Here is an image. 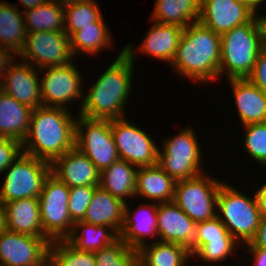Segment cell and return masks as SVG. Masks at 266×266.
<instances>
[{
  "mask_svg": "<svg viewBox=\"0 0 266 266\" xmlns=\"http://www.w3.org/2000/svg\"><path fill=\"white\" fill-rule=\"evenodd\" d=\"M243 192L224 180L217 195V217L242 248L254 238L262 219L255 192L252 198Z\"/></svg>",
  "mask_w": 266,
  "mask_h": 266,
  "instance_id": "cell-5",
  "label": "cell"
},
{
  "mask_svg": "<svg viewBox=\"0 0 266 266\" xmlns=\"http://www.w3.org/2000/svg\"><path fill=\"white\" fill-rule=\"evenodd\" d=\"M51 164L45 160L21 153L3 172L0 199L6 203L24 198H39Z\"/></svg>",
  "mask_w": 266,
  "mask_h": 266,
  "instance_id": "cell-7",
  "label": "cell"
},
{
  "mask_svg": "<svg viewBox=\"0 0 266 266\" xmlns=\"http://www.w3.org/2000/svg\"><path fill=\"white\" fill-rule=\"evenodd\" d=\"M51 173L69 188L100 185V171L76 147L51 163Z\"/></svg>",
  "mask_w": 266,
  "mask_h": 266,
  "instance_id": "cell-18",
  "label": "cell"
},
{
  "mask_svg": "<svg viewBox=\"0 0 266 266\" xmlns=\"http://www.w3.org/2000/svg\"><path fill=\"white\" fill-rule=\"evenodd\" d=\"M240 246V243L236 239L210 240V242L201 246L192 255V259L198 257L197 259H200V261L202 260L207 264L214 265L217 262H225L231 255H236L237 252H235V249H238Z\"/></svg>",
  "mask_w": 266,
  "mask_h": 266,
  "instance_id": "cell-37",
  "label": "cell"
},
{
  "mask_svg": "<svg viewBox=\"0 0 266 266\" xmlns=\"http://www.w3.org/2000/svg\"><path fill=\"white\" fill-rule=\"evenodd\" d=\"M247 79L266 93V48L258 54L253 71Z\"/></svg>",
  "mask_w": 266,
  "mask_h": 266,
  "instance_id": "cell-41",
  "label": "cell"
},
{
  "mask_svg": "<svg viewBox=\"0 0 266 266\" xmlns=\"http://www.w3.org/2000/svg\"><path fill=\"white\" fill-rule=\"evenodd\" d=\"M16 59L9 65L0 83V89L16 101L26 104L32 109L42 107L41 73L39 69Z\"/></svg>",
  "mask_w": 266,
  "mask_h": 266,
  "instance_id": "cell-16",
  "label": "cell"
},
{
  "mask_svg": "<svg viewBox=\"0 0 266 266\" xmlns=\"http://www.w3.org/2000/svg\"><path fill=\"white\" fill-rule=\"evenodd\" d=\"M258 17L263 32V48H266V15H258Z\"/></svg>",
  "mask_w": 266,
  "mask_h": 266,
  "instance_id": "cell-48",
  "label": "cell"
},
{
  "mask_svg": "<svg viewBox=\"0 0 266 266\" xmlns=\"http://www.w3.org/2000/svg\"><path fill=\"white\" fill-rule=\"evenodd\" d=\"M138 167L119 159L100 172V187L126 203L135 198Z\"/></svg>",
  "mask_w": 266,
  "mask_h": 266,
  "instance_id": "cell-26",
  "label": "cell"
},
{
  "mask_svg": "<svg viewBox=\"0 0 266 266\" xmlns=\"http://www.w3.org/2000/svg\"><path fill=\"white\" fill-rule=\"evenodd\" d=\"M39 72L43 74L40 78L43 106L69 110V103L72 104L78 98L82 99V106L84 75L74 62L60 67L40 69Z\"/></svg>",
  "mask_w": 266,
  "mask_h": 266,
  "instance_id": "cell-12",
  "label": "cell"
},
{
  "mask_svg": "<svg viewBox=\"0 0 266 266\" xmlns=\"http://www.w3.org/2000/svg\"><path fill=\"white\" fill-rule=\"evenodd\" d=\"M70 188L51 172L46 177L40 194V214L43 232L53 241L65 239L71 232L68 200Z\"/></svg>",
  "mask_w": 266,
  "mask_h": 266,
  "instance_id": "cell-11",
  "label": "cell"
},
{
  "mask_svg": "<svg viewBox=\"0 0 266 266\" xmlns=\"http://www.w3.org/2000/svg\"><path fill=\"white\" fill-rule=\"evenodd\" d=\"M206 173L175 183L173 202L195 223L217 216V195L224 181Z\"/></svg>",
  "mask_w": 266,
  "mask_h": 266,
  "instance_id": "cell-8",
  "label": "cell"
},
{
  "mask_svg": "<svg viewBox=\"0 0 266 266\" xmlns=\"http://www.w3.org/2000/svg\"><path fill=\"white\" fill-rule=\"evenodd\" d=\"M255 16L253 10L239 0H201L199 22L219 35L250 22Z\"/></svg>",
  "mask_w": 266,
  "mask_h": 266,
  "instance_id": "cell-15",
  "label": "cell"
},
{
  "mask_svg": "<svg viewBox=\"0 0 266 266\" xmlns=\"http://www.w3.org/2000/svg\"><path fill=\"white\" fill-rule=\"evenodd\" d=\"M136 48L130 43L118 54L108 68L99 75L84 94L80 116L88 119L112 120L125 118L132 89ZM135 49V50H134ZM125 115V116H124Z\"/></svg>",
  "mask_w": 266,
  "mask_h": 266,
  "instance_id": "cell-1",
  "label": "cell"
},
{
  "mask_svg": "<svg viewBox=\"0 0 266 266\" xmlns=\"http://www.w3.org/2000/svg\"><path fill=\"white\" fill-rule=\"evenodd\" d=\"M215 239H235L227 230L225 225L216 216L210 220L196 223L195 242L189 248L191 256L210 240Z\"/></svg>",
  "mask_w": 266,
  "mask_h": 266,
  "instance_id": "cell-38",
  "label": "cell"
},
{
  "mask_svg": "<svg viewBox=\"0 0 266 266\" xmlns=\"http://www.w3.org/2000/svg\"><path fill=\"white\" fill-rule=\"evenodd\" d=\"M27 32L64 31V6L46 1L26 11L23 10Z\"/></svg>",
  "mask_w": 266,
  "mask_h": 266,
  "instance_id": "cell-32",
  "label": "cell"
},
{
  "mask_svg": "<svg viewBox=\"0 0 266 266\" xmlns=\"http://www.w3.org/2000/svg\"><path fill=\"white\" fill-rule=\"evenodd\" d=\"M266 0H247V5L253 10V12L257 15L259 6L265 2Z\"/></svg>",
  "mask_w": 266,
  "mask_h": 266,
  "instance_id": "cell-49",
  "label": "cell"
},
{
  "mask_svg": "<svg viewBox=\"0 0 266 266\" xmlns=\"http://www.w3.org/2000/svg\"><path fill=\"white\" fill-rule=\"evenodd\" d=\"M128 119L110 120L119 158L138 168L158 164L157 143Z\"/></svg>",
  "mask_w": 266,
  "mask_h": 266,
  "instance_id": "cell-13",
  "label": "cell"
},
{
  "mask_svg": "<svg viewBox=\"0 0 266 266\" xmlns=\"http://www.w3.org/2000/svg\"><path fill=\"white\" fill-rule=\"evenodd\" d=\"M17 56L20 57L19 62L22 59L39 70L74 61L70 37L65 31L27 32L25 45Z\"/></svg>",
  "mask_w": 266,
  "mask_h": 266,
  "instance_id": "cell-10",
  "label": "cell"
},
{
  "mask_svg": "<svg viewBox=\"0 0 266 266\" xmlns=\"http://www.w3.org/2000/svg\"><path fill=\"white\" fill-rule=\"evenodd\" d=\"M125 203L98 186L82 221L99 226H108L118 235L124 222Z\"/></svg>",
  "mask_w": 266,
  "mask_h": 266,
  "instance_id": "cell-23",
  "label": "cell"
},
{
  "mask_svg": "<svg viewBox=\"0 0 266 266\" xmlns=\"http://www.w3.org/2000/svg\"><path fill=\"white\" fill-rule=\"evenodd\" d=\"M263 49V32L259 17L234 27L221 35L219 78L244 79L253 71L256 58Z\"/></svg>",
  "mask_w": 266,
  "mask_h": 266,
  "instance_id": "cell-4",
  "label": "cell"
},
{
  "mask_svg": "<svg viewBox=\"0 0 266 266\" xmlns=\"http://www.w3.org/2000/svg\"><path fill=\"white\" fill-rule=\"evenodd\" d=\"M49 237L5 230L0 233L1 266H49Z\"/></svg>",
  "mask_w": 266,
  "mask_h": 266,
  "instance_id": "cell-14",
  "label": "cell"
},
{
  "mask_svg": "<svg viewBox=\"0 0 266 266\" xmlns=\"http://www.w3.org/2000/svg\"><path fill=\"white\" fill-rule=\"evenodd\" d=\"M118 238L119 235L108 226L76 221L72 225L71 232L64 240L80 251L97 252L112 244Z\"/></svg>",
  "mask_w": 266,
  "mask_h": 266,
  "instance_id": "cell-27",
  "label": "cell"
},
{
  "mask_svg": "<svg viewBox=\"0 0 266 266\" xmlns=\"http://www.w3.org/2000/svg\"><path fill=\"white\" fill-rule=\"evenodd\" d=\"M134 266H144V265L138 260Z\"/></svg>",
  "mask_w": 266,
  "mask_h": 266,
  "instance_id": "cell-51",
  "label": "cell"
},
{
  "mask_svg": "<svg viewBox=\"0 0 266 266\" xmlns=\"http://www.w3.org/2000/svg\"><path fill=\"white\" fill-rule=\"evenodd\" d=\"M239 1L245 2L247 4V0H239Z\"/></svg>",
  "mask_w": 266,
  "mask_h": 266,
  "instance_id": "cell-52",
  "label": "cell"
},
{
  "mask_svg": "<svg viewBox=\"0 0 266 266\" xmlns=\"http://www.w3.org/2000/svg\"><path fill=\"white\" fill-rule=\"evenodd\" d=\"M15 54L11 49L0 45V83L8 69L9 65L16 59Z\"/></svg>",
  "mask_w": 266,
  "mask_h": 266,
  "instance_id": "cell-42",
  "label": "cell"
},
{
  "mask_svg": "<svg viewBox=\"0 0 266 266\" xmlns=\"http://www.w3.org/2000/svg\"><path fill=\"white\" fill-rule=\"evenodd\" d=\"M56 107L32 110L30 128L22 143L23 153L52 163L75 147L76 116Z\"/></svg>",
  "mask_w": 266,
  "mask_h": 266,
  "instance_id": "cell-3",
  "label": "cell"
},
{
  "mask_svg": "<svg viewBox=\"0 0 266 266\" xmlns=\"http://www.w3.org/2000/svg\"><path fill=\"white\" fill-rule=\"evenodd\" d=\"M96 0H76L64 6V31L70 37L85 26H93L103 15Z\"/></svg>",
  "mask_w": 266,
  "mask_h": 266,
  "instance_id": "cell-33",
  "label": "cell"
},
{
  "mask_svg": "<svg viewBox=\"0 0 266 266\" xmlns=\"http://www.w3.org/2000/svg\"><path fill=\"white\" fill-rule=\"evenodd\" d=\"M152 21L185 28L200 18L201 0H156Z\"/></svg>",
  "mask_w": 266,
  "mask_h": 266,
  "instance_id": "cell-28",
  "label": "cell"
},
{
  "mask_svg": "<svg viewBox=\"0 0 266 266\" xmlns=\"http://www.w3.org/2000/svg\"><path fill=\"white\" fill-rule=\"evenodd\" d=\"M103 18L102 16L93 26L82 27L70 36L73 57L77 58L80 54L96 56L99 51L105 50L104 48H110L113 36Z\"/></svg>",
  "mask_w": 266,
  "mask_h": 266,
  "instance_id": "cell-31",
  "label": "cell"
},
{
  "mask_svg": "<svg viewBox=\"0 0 266 266\" xmlns=\"http://www.w3.org/2000/svg\"><path fill=\"white\" fill-rule=\"evenodd\" d=\"M239 120L243 126L266 122V93L247 78L228 79Z\"/></svg>",
  "mask_w": 266,
  "mask_h": 266,
  "instance_id": "cell-20",
  "label": "cell"
},
{
  "mask_svg": "<svg viewBox=\"0 0 266 266\" xmlns=\"http://www.w3.org/2000/svg\"><path fill=\"white\" fill-rule=\"evenodd\" d=\"M244 148L254 161L266 167V122L243 126Z\"/></svg>",
  "mask_w": 266,
  "mask_h": 266,
  "instance_id": "cell-36",
  "label": "cell"
},
{
  "mask_svg": "<svg viewBox=\"0 0 266 266\" xmlns=\"http://www.w3.org/2000/svg\"><path fill=\"white\" fill-rule=\"evenodd\" d=\"M75 147L100 172L120 159L110 120L88 119L78 115L75 122Z\"/></svg>",
  "mask_w": 266,
  "mask_h": 266,
  "instance_id": "cell-9",
  "label": "cell"
},
{
  "mask_svg": "<svg viewBox=\"0 0 266 266\" xmlns=\"http://www.w3.org/2000/svg\"><path fill=\"white\" fill-rule=\"evenodd\" d=\"M244 248H265L266 249V219H261L260 225L254 238Z\"/></svg>",
  "mask_w": 266,
  "mask_h": 266,
  "instance_id": "cell-43",
  "label": "cell"
},
{
  "mask_svg": "<svg viewBox=\"0 0 266 266\" xmlns=\"http://www.w3.org/2000/svg\"><path fill=\"white\" fill-rule=\"evenodd\" d=\"M158 203L144 202L138 208L131 211L127 202L124 207V222L119 238L132 249L139 251L145 246L148 237L158 241L157 222Z\"/></svg>",
  "mask_w": 266,
  "mask_h": 266,
  "instance_id": "cell-17",
  "label": "cell"
},
{
  "mask_svg": "<svg viewBox=\"0 0 266 266\" xmlns=\"http://www.w3.org/2000/svg\"><path fill=\"white\" fill-rule=\"evenodd\" d=\"M47 1L65 6V5L73 3L76 0H47Z\"/></svg>",
  "mask_w": 266,
  "mask_h": 266,
  "instance_id": "cell-50",
  "label": "cell"
},
{
  "mask_svg": "<svg viewBox=\"0 0 266 266\" xmlns=\"http://www.w3.org/2000/svg\"><path fill=\"white\" fill-rule=\"evenodd\" d=\"M32 110L0 89V136L22 144L30 128Z\"/></svg>",
  "mask_w": 266,
  "mask_h": 266,
  "instance_id": "cell-25",
  "label": "cell"
},
{
  "mask_svg": "<svg viewBox=\"0 0 266 266\" xmlns=\"http://www.w3.org/2000/svg\"><path fill=\"white\" fill-rule=\"evenodd\" d=\"M98 186H76L69 190L68 210L71 221H82Z\"/></svg>",
  "mask_w": 266,
  "mask_h": 266,
  "instance_id": "cell-39",
  "label": "cell"
},
{
  "mask_svg": "<svg viewBox=\"0 0 266 266\" xmlns=\"http://www.w3.org/2000/svg\"><path fill=\"white\" fill-rule=\"evenodd\" d=\"M47 0H20L21 5L24 6V10L35 8L43 3H45Z\"/></svg>",
  "mask_w": 266,
  "mask_h": 266,
  "instance_id": "cell-47",
  "label": "cell"
},
{
  "mask_svg": "<svg viewBox=\"0 0 266 266\" xmlns=\"http://www.w3.org/2000/svg\"><path fill=\"white\" fill-rule=\"evenodd\" d=\"M23 152L22 144L16 140L0 136V175Z\"/></svg>",
  "mask_w": 266,
  "mask_h": 266,
  "instance_id": "cell-40",
  "label": "cell"
},
{
  "mask_svg": "<svg viewBox=\"0 0 266 266\" xmlns=\"http://www.w3.org/2000/svg\"><path fill=\"white\" fill-rule=\"evenodd\" d=\"M7 230L34 237H48L43 232L38 198H24L5 203Z\"/></svg>",
  "mask_w": 266,
  "mask_h": 266,
  "instance_id": "cell-22",
  "label": "cell"
},
{
  "mask_svg": "<svg viewBox=\"0 0 266 266\" xmlns=\"http://www.w3.org/2000/svg\"><path fill=\"white\" fill-rule=\"evenodd\" d=\"M176 181L158 165L139 167L137 171L135 197L156 203L174 199Z\"/></svg>",
  "mask_w": 266,
  "mask_h": 266,
  "instance_id": "cell-24",
  "label": "cell"
},
{
  "mask_svg": "<svg viewBox=\"0 0 266 266\" xmlns=\"http://www.w3.org/2000/svg\"><path fill=\"white\" fill-rule=\"evenodd\" d=\"M247 253L253 257L251 260L254 266H266V249L265 248H247Z\"/></svg>",
  "mask_w": 266,
  "mask_h": 266,
  "instance_id": "cell-44",
  "label": "cell"
},
{
  "mask_svg": "<svg viewBox=\"0 0 266 266\" xmlns=\"http://www.w3.org/2000/svg\"><path fill=\"white\" fill-rule=\"evenodd\" d=\"M49 266H96L95 255L76 249L64 239L53 240L49 247Z\"/></svg>",
  "mask_w": 266,
  "mask_h": 266,
  "instance_id": "cell-34",
  "label": "cell"
},
{
  "mask_svg": "<svg viewBox=\"0 0 266 266\" xmlns=\"http://www.w3.org/2000/svg\"><path fill=\"white\" fill-rule=\"evenodd\" d=\"M257 191H255L260 215L262 219H266V183H264L260 188H256Z\"/></svg>",
  "mask_w": 266,
  "mask_h": 266,
  "instance_id": "cell-45",
  "label": "cell"
},
{
  "mask_svg": "<svg viewBox=\"0 0 266 266\" xmlns=\"http://www.w3.org/2000/svg\"><path fill=\"white\" fill-rule=\"evenodd\" d=\"M7 229L5 203L0 199V233Z\"/></svg>",
  "mask_w": 266,
  "mask_h": 266,
  "instance_id": "cell-46",
  "label": "cell"
},
{
  "mask_svg": "<svg viewBox=\"0 0 266 266\" xmlns=\"http://www.w3.org/2000/svg\"><path fill=\"white\" fill-rule=\"evenodd\" d=\"M194 129L188 126L163 141L158 148V165L175 181L192 179L205 173L201 147ZM203 170V171H202Z\"/></svg>",
  "mask_w": 266,
  "mask_h": 266,
  "instance_id": "cell-6",
  "label": "cell"
},
{
  "mask_svg": "<svg viewBox=\"0 0 266 266\" xmlns=\"http://www.w3.org/2000/svg\"><path fill=\"white\" fill-rule=\"evenodd\" d=\"M27 37L23 11L18 5L7 1L0 2V45L19 54L25 45Z\"/></svg>",
  "mask_w": 266,
  "mask_h": 266,
  "instance_id": "cell-30",
  "label": "cell"
},
{
  "mask_svg": "<svg viewBox=\"0 0 266 266\" xmlns=\"http://www.w3.org/2000/svg\"><path fill=\"white\" fill-rule=\"evenodd\" d=\"M94 255L96 266H134L138 261V251L128 247L120 238Z\"/></svg>",
  "mask_w": 266,
  "mask_h": 266,
  "instance_id": "cell-35",
  "label": "cell"
},
{
  "mask_svg": "<svg viewBox=\"0 0 266 266\" xmlns=\"http://www.w3.org/2000/svg\"><path fill=\"white\" fill-rule=\"evenodd\" d=\"M158 241L177 243L188 249L195 242L196 223L173 201L158 203Z\"/></svg>",
  "mask_w": 266,
  "mask_h": 266,
  "instance_id": "cell-19",
  "label": "cell"
},
{
  "mask_svg": "<svg viewBox=\"0 0 266 266\" xmlns=\"http://www.w3.org/2000/svg\"><path fill=\"white\" fill-rule=\"evenodd\" d=\"M154 24L148 30L140 44L138 51L156 59L171 64L173 61L184 28L174 24H162L152 21Z\"/></svg>",
  "mask_w": 266,
  "mask_h": 266,
  "instance_id": "cell-21",
  "label": "cell"
},
{
  "mask_svg": "<svg viewBox=\"0 0 266 266\" xmlns=\"http://www.w3.org/2000/svg\"><path fill=\"white\" fill-rule=\"evenodd\" d=\"M191 258L186 246L162 241H148L138 251V260L144 266H187Z\"/></svg>",
  "mask_w": 266,
  "mask_h": 266,
  "instance_id": "cell-29",
  "label": "cell"
},
{
  "mask_svg": "<svg viewBox=\"0 0 266 266\" xmlns=\"http://www.w3.org/2000/svg\"><path fill=\"white\" fill-rule=\"evenodd\" d=\"M220 57L221 35L198 21L184 28L169 65L181 77L207 85L219 78Z\"/></svg>",
  "mask_w": 266,
  "mask_h": 266,
  "instance_id": "cell-2",
  "label": "cell"
}]
</instances>
